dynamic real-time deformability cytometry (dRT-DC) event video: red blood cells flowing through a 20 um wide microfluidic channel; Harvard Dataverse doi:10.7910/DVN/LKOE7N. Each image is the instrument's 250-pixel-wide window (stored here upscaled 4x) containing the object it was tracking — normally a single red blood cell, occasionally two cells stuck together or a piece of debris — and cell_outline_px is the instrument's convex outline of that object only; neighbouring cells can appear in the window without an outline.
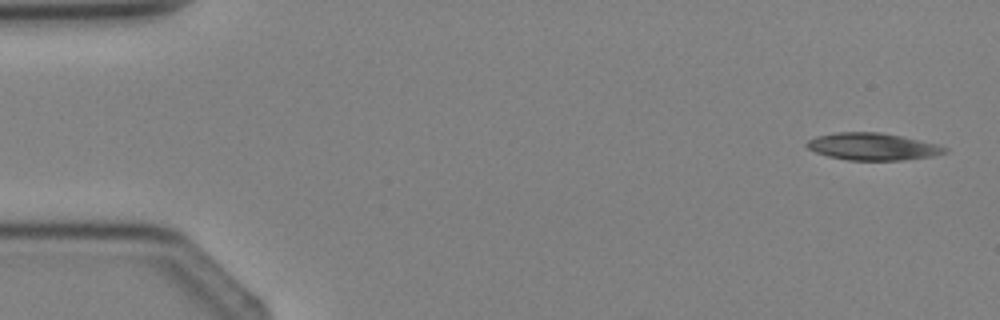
{"species": "Egyptian fruit bat (a non-hibernating species)", "species_latin": "Rousettus aegyptiacus", "temperature_condition": "cold", "stored_images_in_passage": 5, "camera_frame_rate_fps": 3000, "um_per_image_px": 0.085, "animal": {"sex": "female"}, "frame": {"image": 1, "passage_image": 1, "time_ms": 0.0, "image_size_px": [1000, 320], "cell_outline_px": [[948, 148], [944, 152], [932, 156], [900, 160], [848, 160], [828, 156], [816, 152], [808, 148], [804, 144], [808, 140], [816, 136], [836, 132], [880, 132], [900, 136], [936, 144]], "centroid_in_image_um": [74.11, 12.45], "position_along_channel_um": 10.9, "area_um2": 21.56}}
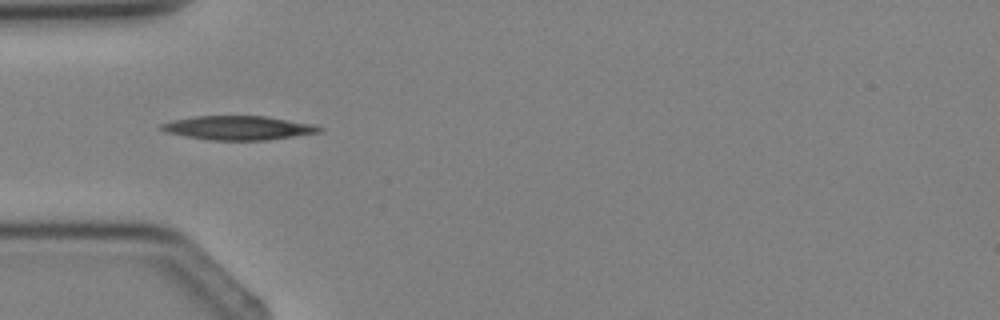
{"frame": {"image": 2, "passage_image": 4, "time_ms": 3.333, "image_size_px": [1000, 320], "cell_outline_px": [[324, 128], [320, 132], [268, 140], [212, 140], [184, 136], [164, 132], [156, 128], [160, 124], [172, 120], [196, 116], [268, 116], [312, 124]], "centroid_in_image_um": [20.2, 10.87], "position_along_channel_um": 64.8, "area_um2": 22.2}}
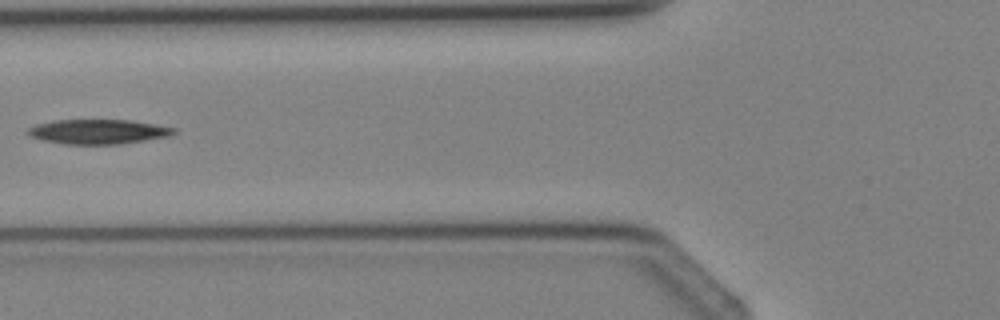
{"frame": {"image": 3, "passage_image": 5, "time_ms": 4.333, "image_size_px": [1000, 320], "cell_outline_px": [[176, 132], [172, 136], [120, 144], [64, 144], [44, 140], [28, 136], [24, 132], [28, 128], [36, 124], [56, 120], [128, 120], [176, 128]], "centroid_in_image_um": [8.32, 11.2], "position_along_channel_um": 117.5, "area_um2": 20.98}}